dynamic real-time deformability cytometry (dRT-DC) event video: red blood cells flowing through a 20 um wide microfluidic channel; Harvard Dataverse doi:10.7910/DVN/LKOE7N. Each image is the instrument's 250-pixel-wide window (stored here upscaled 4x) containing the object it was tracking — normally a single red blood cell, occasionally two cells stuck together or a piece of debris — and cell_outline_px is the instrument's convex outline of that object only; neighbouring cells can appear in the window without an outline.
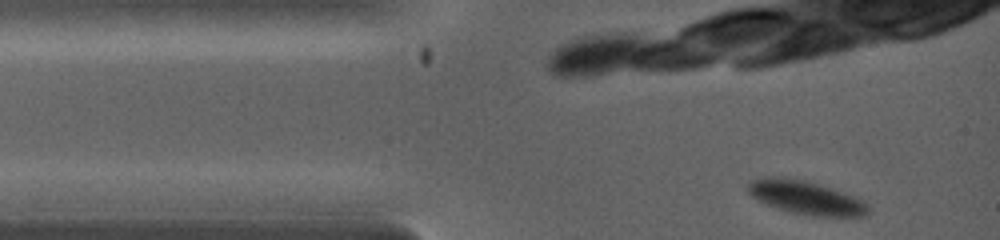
{"species": "common noctule bat (a hibernating species)", "species_latin": "Nyctalus noctula", "temperature_condition": "warm", "stored_images_in_passage": 16, "camera_frame_rate_fps": 5000, "um_per_image_px": 0.085, "animal": {"sex": "female", "body_mass_g": 19.0, "forearm_length_mm": 53.3}, "frame": {"image": 1, "passage_image": 1, "time_ms": 0.0, "image_size_px": [1000, 240], "cell_outline_px": [[868, 216], [812, 216], [792, 212], [776, 208], [764, 204], [756, 200], [748, 192], [748, 184], [752, 180], [768, 176], [776, 176], [804, 180], [852, 196], [868, 204]], "centroid_in_image_um": [68.44, 16.8], "position_along_channel_um": 16.6, "area_um2": 23.12}}